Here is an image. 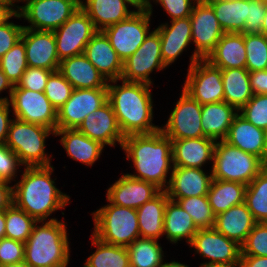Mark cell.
<instances>
[{
  "label": "cell",
  "instance_id": "6da1fadb",
  "mask_svg": "<svg viewBox=\"0 0 267 267\" xmlns=\"http://www.w3.org/2000/svg\"><path fill=\"white\" fill-rule=\"evenodd\" d=\"M121 150L135 170L128 175L151 182L162 191L167 188L174 167L172 141L161 130L125 136Z\"/></svg>",
  "mask_w": 267,
  "mask_h": 267
},
{
  "label": "cell",
  "instance_id": "7a4b0ae2",
  "mask_svg": "<svg viewBox=\"0 0 267 267\" xmlns=\"http://www.w3.org/2000/svg\"><path fill=\"white\" fill-rule=\"evenodd\" d=\"M51 166L24 167L13 185V204L37 221H48L55 211L64 209L70 195L57 188Z\"/></svg>",
  "mask_w": 267,
  "mask_h": 267
},
{
  "label": "cell",
  "instance_id": "3957f363",
  "mask_svg": "<svg viewBox=\"0 0 267 267\" xmlns=\"http://www.w3.org/2000/svg\"><path fill=\"white\" fill-rule=\"evenodd\" d=\"M120 81V84H117ZM151 85L143 82L113 80L108 82L107 92L124 136L132 134H151L160 130L153 123Z\"/></svg>",
  "mask_w": 267,
  "mask_h": 267
},
{
  "label": "cell",
  "instance_id": "277c9868",
  "mask_svg": "<svg viewBox=\"0 0 267 267\" xmlns=\"http://www.w3.org/2000/svg\"><path fill=\"white\" fill-rule=\"evenodd\" d=\"M67 232L64 217L37 221L24 243V261L31 267H68L71 247Z\"/></svg>",
  "mask_w": 267,
  "mask_h": 267
},
{
  "label": "cell",
  "instance_id": "5b68a950",
  "mask_svg": "<svg viewBox=\"0 0 267 267\" xmlns=\"http://www.w3.org/2000/svg\"><path fill=\"white\" fill-rule=\"evenodd\" d=\"M106 200L107 205L91 214L94 221L91 234L104 243L127 247L140 238L137 211Z\"/></svg>",
  "mask_w": 267,
  "mask_h": 267
},
{
  "label": "cell",
  "instance_id": "8992f818",
  "mask_svg": "<svg viewBox=\"0 0 267 267\" xmlns=\"http://www.w3.org/2000/svg\"><path fill=\"white\" fill-rule=\"evenodd\" d=\"M50 135H55L53 129L13 117L5 144L25 167L51 166L53 155L45 151Z\"/></svg>",
  "mask_w": 267,
  "mask_h": 267
},
{
  "label": "cell",
  "instance_id": "52a82bcc",
  "mask_svg": "<svg viewBox=\"0 0 267 267\" xmlns=\"http://www.w3.org/2000/svg\"><path fill=\"white\" fill-rule=\"evenodd\" d=\"M265 167L266 164L259 157L224 140L216 142L211 166L213 179L248 185Z\"/></svg>",
  "mask_w": 267,
  "mask_h": 267
},
{
  "label": "cell",
  "instance_id": "ba28073f",
  "mask_svg": "<svg viewBox=\"0 0 267 267\" xmlns=\"http://www.w3.org/2000/svg\"><path fill=\"white\" fill-rule=\"evenodd\" d=\"M19 6L20 17L29 25L24 28L55 31L80 7V0H24Z\"/></svg>",
  "mask_w": 267,
  "mask_h": 267
},
{
  "label": "cell",
  "instance_id": "9c48e42d",
  "mask_svg": "<svg viewBox=\"0 0 267 267\" xmlns=\"http://www.w3.org/2000/svg\"><path fill=\"white\" fill-rule=\"evenodd\" d=\"M151 17L147 8L136 9L128 18L102 30L123 62L140 47L151 32Z\"/></svg>",
  "mask_w": 267,
  "mask_h": 267
},
{
  "label": "cell",
  "instance_id": "30bf717a",
  "mask_svg": "<svg viewBox=\"0 0 267 267\" xmlns=\"http://www.w3.org/2000/svg\"><path fill=\"white\" fill-rule=\"evenodd\" d=\"M192 45L195 49L190 56L188 68L200 59H206L225 34L215 12L209 3L198 0L190 15Z\"/></svg>",
  "mask_w": 267,
  "mask_h": 267
},
{
  "label": "cell",
  "instance_id": "8fae6325",
  "mask_svg": "<svg viewBox=\"0 0 267 267\" xmlns=\"http://www.w3.org/2000/svg\"><path fill=\"white\" fill-rule=\"evenodd\" d=\"M160 48V35L154 28L140 47L123 62L121 79L127 82H143L154 85L150 74L153 71L160 72L167 68L164 65Z\"/></svg>",
  "mask_w": 267,
  "mask_h": 267
},
{
  "label": "cell",
  "instance_id": "7c38bea8",
  "mask_svg": "<svg viewBox=\"0 0 267 267\" xmlns=\"http://www.w3.org/2000/svg\"><path fill=\"white\" fill-rule=\"evenodd\" d=\"M182 90L201 105L224 101L222 69L200 59L187 69Z\"/></svg>",
  "mask_w": 267,
  "mask_h": 267
},
{
  "label": "cell",
  "instance_id": "4fadbf2b",
  "mask_svg": "<svg viewBox=\"0 0 267 267\" xmlns=\"http://www.w3.org/2000/svg\"><path fill=\"white\" fill-rule=\"evenodd\" d=\"M188 246L204 259L201 264L239 267L241 245L219 233L214 227L199 229Z\"/></svg>",
  "mask_w": 267,
  "mask_h": 267
},
{
  "label": "cell",
  "instance_id": "5bb4252c",
  "mask_svg": "<svg viewBox=\"0 0 267 267\" xmlns=\"http://www.w3.org/2000/svg\"><path fill=\"white\" fill-rule=\"evenodd\" d=\"M9 103L14 118L56 131L57 110L44 92L13 88Z\"/></svg>",
  "mask_w": 267,
  "mask_h": 267
},
{
  "label": "cell",
  "instance_id": "9a60e30c",
  "mask_svg": "<svg viewBox=\"0 0 267 267\" xmlns=\"http://www.w3.org/2000/svg\"><path fill=\"white\" fill-rule=\"evenodd\" d=\"M174 105L160 130L171 140L206 137L201 126L202 105L183 90Z\"/></svg>",
  "mask_w": 267,
  "mask_h": 267
},
{
  "label": "cell",
  "instance_id": "2e32d148",
  "mask_svg": "<svg viewBox=\"0 0 267 267\" xmlns=\"http://www.w3.org/2000/svg\"><path fill=\"white\" fill-rule=\"evenodd\" d=\"M97 31L92 20L79 7L62 26L53 31L59 60L83 54Z\"/></svg>",
  "mask_w": 267,
  "mask_h": 267
},
{
  "label": "cell",
  "instance_id": "e0dca14e",
  "mask_svg": "<svg viewBox=\"0 0 267 267\" xmlns=\"http://www.w3.org/2000/svg\"><path fill=\"white\" fill-rule=\"evenodd\" d=\"M107 101V88L73 89L70 98L57 110L56 129H77L87 115Z\"/></svg>",
  "mask_w": 267,
  "mask_h": 267
},
{
  "label": "cell",
  "instance_id": "ac0fdd59",
  "mask_svg": "<svg viewBox=\"0 0 267 267\" xmlns=\"http://www.w3.org/2000/svg\"><path fill=\"white\" fill-rule=\"evenodd\" d=\"M77 130L105 147H116L118 143L122 148L125 137L109 101L87 115Z\"/></svg>",
  "mask_w": 267,
  "mask_h": 267
},
{
  "label": "cell",
  "instance_id": "d6986e66",
  "mask_svg": "<svg viewBox=\"0 0 267 267\" xmlns=\"http://www.w3.org/2000/svg\"><path fill=\"white\" fill-rule=\"evenodd\" d=\"M121 174L106 192V198L117 206L138 209L162 191L151 182L133 178L127 173Z\"/></svg>",
  "mask_w": 267,
  "mask_h": 267
},
{
  "label": "cell",
  "instance_id": "ffe728a7",
  "mask_svg": "<svg viewBox=\"0 0 267 267\" xmlns=\"http://www.w3.org/2000/svg\"><path fill=\"white\" fill-rule=\"evenodd\" d=\"M21 40L25 45L28 66L44 68L53 72L59 70L60 60L53 31L24 28Z\"/></svg>",
  "mask_w": 267,
  "mask_h": 267
},
{
  "label": "cell",
  "instance_id": "44dd1931",
  "mask_svg": "<svg viewBox=\"0 0 267 267\" xmlns=\"http://www.w3.org/2000/svg\"><path fill=\"white\" fill-rule=\"evenodd\" d=\"M173 167L167 188L168 198L177 201L180 198L207 195L213 180L211 169Z\"/></svg>",
  "mask_w": 267,
  "mask_h": 267
},
{
  "label": "cell",
  "instance_id": "7402d4cb",
  "mask_svg": "<svg viewBox=\"0 0 267 267\" xmlns=\"http://www.w3.org/2000/svg\"><path fill=\"white\" fill-rule=\"evenodd\" d=\"M161 39V56L166 67H170L192 44L190 17L161 23L155 28Z\"/></svg>",
  "mask_w": 267,
  "mask_h": 267
},
{
  "label": "cell",
  "instance_id": "603a6c76",
  "mask_svg": "<svg viewBox=\"0 0 267 267\" xmlns=\"http://www.w3.org/2000/svg\"><path fill=\"white\" fill-rule=\"evenodd\" d=\"M172 141L173 166L201 168L213 163L216 140L199 137Z\"/></svg>",
  "mask_w": 267,
  "mask_h": 267
},
{
  "label": "cell",
  "instance_id": "cb8c5ba5",
  "mask_svg": "<svg viewBox=\"0 0 267 267\" xmlns=\"http://www.w3.org/2000/svg\"><path fill=\"white\" fill-rule=\"evenodd\" d=\"M83 54L108 82L121 79L123 61L102 31L91 38Z\"/></svg>",
  "mask_w": 267,
  "mask_h": 267
},
{
  "label": "cell",
  "instance_id": "d4e9b609",
  "mask_svg": "<svg viewBox=\"0 0 267 267\" xmlns=\"http://www.w3.org/2000/svg\"><path fill=\"white\" fill-rule=\"evenodd\" d=\"M224 141L259 157L267 165L265 130L255 127L239 113L234 117Z\"/></svg>",
  "mask_w": 267,
  "mask_h": 267
},
{
  "label": "cell",
  "instance_id": "484cf974",
  "mask_svg": "<svg viewBox=\"0 0 267 267\" xmlns=\"http://www.w3.org/2000/svg\"><path fill=\"white\" fill-rule=\"evenodd\" d=\"M58 71L74 89H97L108 86V81L84 54L61 60Z\"/></svg>",
  "mask_w": 267,
  "mask_h": 267
},
{
  "label": "cell",
  "instance_id": "4316f807",
  "mask_svg": "<svg viewBox=\"0 0 267 267\" xmlns=\"http://www.w3.org/2000/svg\"><path fill=\"white\" fill-rule=\"evenodd\" d=\"M80 8L98 31L128 18L136 11L127 0H80Z\"/></svg>",
  "mask_w": 267,
  "mask_h": 267
},
{
  "label": "cell",
  "instance_id": "83f0119b",
  "mask_svg": "<svg viewBox=\"0 0 267 267\" xmlns=\"http://www.w3.org/2000/svg\"><path fill=\"white\" fill-rule=\"evenodd\" d=\"M57 136L61 138L59 141L67 157L86 167H92L105 150L99 141L90 139L77 129H56L54 137Z\"/></svg>",
  "mask_w": 267,
  "mask_h": 267
},
{
  "label": "cell",
  "instance_id": "f1b7e54d",
  "mask_svg": "<svg viewBox=\"0 0 267 267\" xmlns=\"http://www.w3.org/2000/svg\"><path fill=\"white\" fill-rule=\"evenodd\" d=\"M255 224L256 221L246 203L243 202L217 214L214 228L227 238L242 245Z\"/></svg>",
  "mask_w": 267,
  "mask_h": 267
},
{
  "label": "cell",
  "instance_id": "f546056e",
  "mask_svg": "<svg viewBox=\"0 0 267 267\" xmlns=\"http://www.w3.org/2000/svg\"><path fill=\"white\" fill-rule=\"evenodd\" d=\"M205 60L220 69L245 68L244 34L225 33Z\"/></svg>",
  "mask_w": 267,
  "mask_h": 267
},
{
  "label": "cell",
  "instance_id": "4dcf8cb0",
  "mask_svg": "<svg viewBox=\"0 0 267 267\" xmlns=\"http://www.w3.org/2000/svg\"><path fill=\"white\" fill-rule=\"evenodd\" d=\"M198 230L189 213L169 199L164 214L163 236L172 244L184 239L189 245Z\"/></svg>",
  "mask_w": 267,
  "mask_h": 267
},
{
  "label": "cell",
  "instance_id": "1f68e13d",
  "mask_svg": "<svg viewBox=\"0 0 267 267\" xmlns=\"http://www.w3.org/2000/svg\"><path fill=\"white\" fill-rule=\"evenodd\" d=\"M238 111L224 101L202 105L201 126L206 137L224 140Z\"/></svg>",
  "mask_w": 267,
  "mask_h": 267
},
{
  "label": "cell",
  "instance_id": "d6a6232c",
  "mask_svg": "<svg viewBox=\"0 0 267 267\" xmlns=\"http://www.w3.org/2000/svg\"><path fill=\"white\" fill-rule=\"evenodd\" d=\"M168 200V194L161 191L152 200L136 209L140 238L159 240L163 236L164 214Z\"/></svg>",
  "mask_w": 267,
  "mask_h": 267
},
{
  "label": "cell",
  "instance_id": "836d02e7",
  "mask_svg": "<svg viewBox=\"0 0 267 267\" xmlns=\"http://www.w3.org/2000/svg\"><path fill=\"white\" fill-rule=\"evenodd\" d=\"M224 102L239 111L254 95L246 68L222 69Z\"/></svg>",
  "mask_w": 267,
  "mask_h": 267
},
{
  "label": "cell",
  "instance_id": "e575fe53",
  "mask_svg": "<svg viewBox=\"0 0 267 267\" xmlns=\"http://www.w3.org/2000/svg\"><path fill=\"white\" fill-rule=\"evenodd\" d=\"M246 188L238 182L213 179L207 193L213 213L217 215L245 202Z\"/></svg>",
  "mask_w": 267,
  "mask_h": 267
},
{
  "label": "cell",
  "instance_id": "d590c367",
  "mask_svg": "<svg viewBox=\"0 0 267 267\" xmlns=\"http://www.w3.org/2000/svg\"><path fill=\"white\" fill-rule=\"evenodd\" d=\"M209 3L225 33H241L245 27L248 0L216 1Z\"/></svg>",
  "mask_w": 267,
  "mask_h": 267
},
{
  "label": "cell",
  "instance_id": "8d00e7d4",
  "mask_svg": "<svg viewBox=\"0 0 267 267\" xmlns=\"http://www.w3.org/2000/svg\"><path fill=\"white\" fill-rule=\"evenodd\" d=\"M95 251L85 260L83 267H130L127 247L110 245L91 234Z\"/></svg>",
  "mask_w": 267,
  "mask_h": 267
},
{
  "label": "cell",
  "instance_id": "74e56055",
  "mask_svg": "<svg viewBox=\"0 0 267 267\" xmlns=\"http://www.w3.org/2000/svg\"><path fill=\"white\" fill-rule=\"evenodd\" d=\"M130 267H160L164 251L157 239L138 238L127 246Z\"/></svg>",
  "mask_w": 267,
  "mask_h": 267
},
{
  "label": "cell",
  "instance_id": "f35d334b",
  "mask_svg": "<svg viewBox=\"0 0 267 267\" xmlns=\"http://www.w3.org/2000/svg\"><path fill=\"white\" fill-rule=\"evenodd\" d=\"M245 203L256 222H267V165L247 185Z\"/></svg>",
  "mask_w": 267,
  "mask_h": 267
},
{
  "label": "cell",
  "instance_id": "ab89813d",
  "mask_svg": "<svg viewBox=\"0 0 267 267\" xmlns=\"http://www.w3.org/2000/svg\"><path fill=\"white\" fill-rule=\"evenodd\" d=\"M5 237L25 243L37 220L14 204L5 210Z\"/></svg>",
  "mask_w": 267,
  "mask_h": 267
},
{
  "label": "cell",
  "instance_id": "60d3db41",
  "mask_svg": "<svg viewBox=\"0 0 267 267\" xmlns=\"http://www.w3.org/2000/svg\"><path fill=\"white\" fill-rule=\"evenodd\" d=\"M189 215L198 229L213 228L216 215L207 195L180 198L176 201Z\"/></svg>",
  "mask_w": 267,
  "mask_h": 267
},
{
  "label": "cell",
  "instance_id": "b9f144b4",
  "mask_svg": "<svg viewBox=\"0 0 267 267\" xmlns=\"http://www.w3.org/2000/svg\"><path fill=\"white\" fill-rule=\"evenodd\" d=\"M27 67L25 45L22 40L0 58V68L13 86L19 83Z\"/></svg>",
  "mask_w": 267,
  "mask_h": 267
},
{
  "label": "cell",
  "instance_id": "7bdbcfd3",
  "mask_svg": "<svg viewBox=\"0 0 267 267\" xmlns=\"http://www.w3.org/2000/svg\"><path fill=\"white\" fill-rule=\"evenodd\" d=\"M245 68L249 72L267 70V37L263 34H244Z\"/></svg>",
  "mask_w": 267,
  "mask_h": 267
},
{
  "label": "cell",
  "instance_id": "ee69618b",
  "mask_svg": "<svg viewBox=\"0 0 267 267\" xmlns=\"http://www.w3.org/2000/svg\"><path fill=\"white\" fill-rule=\"evenodd\" d=\"M73 89L59 71H54L48 78L44 93L51 105L58 110L70 98Z\"/></svg>",
  "mask_w": 267,
  "mask_h": 267
},
{
  "label": "cell",
  "instance_id": "f6af8a7d",
  "mask_svg": "<svg viewBox=\"0 0 267 267\" xmlns=\"http://www.w3.org/2000/svg\"><path fill=\"white\" fill-rule=\"evenodd\" d=\"M241 256H267V222H256L241 245Z\"/></svg>",
  "mask_w": 267,
  "mask_h": 267
},
{
  "label": "cell",
  "instance_id": "bcb514c9",
  "mask_svg": "<svg viewBox=\"0 0 267 267\" xmlns=\"http://www.w3.org/2000/svg\"><path fill=\"white\" fill-rule=\"evenodd\" d=\"M255 127L267 129V94L253 95L252 98L238 111Z\"/></svg>",
  "mask_w": 267,
  "mask_h": 267
},
{
  "label": "cell",
  "instance_id": "7dc6e473",
  "mask_svg": "<svg viewBox=\"0 0 267 267\" xmlns=\"http://www.w3.org/2000/svg\"><path fill=\"white\" fill-rule=\"evenodd\" d=\"M19 167H25L19 157L6 144H0V180L16 182L18 171L22 172Z\"/></svg>",
  "mask_w": 267,
  "mask_h": 267
},
{
  "label": "cell",
  "instance_id": "c3c4849f",
  "mask_svg": "<svg viewBox=\"0 0 267 267\" xmlns=\"http://www.w3.org/2000/svg\"><path fill=\"white\" fill-rule=\"evenodd\" d=\"M52 70L28 66L19 83L14 88H25L35 92H44Z\"/></svg>",
  "mask_w": 267,
  "mask_h": 267
},
{
  "label": "cell",
  "instance_id": "681fc988",
  "mask_svg": "<svg viewBox=\"0 0 267 267\" xmlns=\"http://www.w3.org/2000/svg\"><path fill=\"white\" fill-rule=\"evenodd\" d=\"M24 253L23 242L7 237L0 239V267L24 261Z\"/></svg>",
  "mask_w": 267,
  "mask_h": 267
},
{
  "label": "cell",
  "instance_id": "f907efd6",
  "mask_svg": "<svg viewBox=\"0 0 267 267\" xmlns=\"http://www.w3.org/2000/svg\"><path fill=\"white\" fill-rule=\"evenodd\" d=\"M266 12V3L260 0H248L247 19L243 34H261V26Z\"/></svg>",
  "mask_w": 267,
  "mask_h": 267
},
{
  "label": "cell",
  "instance_id": "816d5d0a",
  "mask_svg": "<svg viewBox=\"0 0 267 267\" xmlns=\"http://www.w3.org/2000/svg\"><path fill=\"white\" fill-rule=\"evenodd\" d=\"M198 0H154L169 15L170 21L190 17L192 9ZM158 3V4H157Z\"/></svg>",
  "mask_w": 267,
  "mask_h": 267
},
{
  "label": "cell",
  "instance_id": "f5cc1de1",
  "mask_svg": "<svg viewBox=\"0 0 267 267\" xmlns=\"http://www.w3.org/2000/svg\"><path fill=\"white\" fill-rule=\"evenodd\" d=\"M23 25L14 24L10 19L0 25V58L21 40Z\"/></svg>",
  "mask_w": 267,
  "mask_h": 267
},
{
  "label": "cell",
  "instance_id": "db71d44e",
  "mask_svg": "<svg viewBox=\"0 0 267 267\" xmlns=\"http://www.w3.org/2000/svg\"><path fill=\"white\" fill-rule=\"evenodd\" d=\"M11 106L9 101H0V144H5L11 124Z\"/></svg>",
  "mask_w": 267,
  "mask_h": 267
},
{
  "label": "cell",
  "instance_id": "11a10c76",
  "mask_svg": "<svg viewBox=\"0 0 267 267\" xmlns=\"http://www.w3.org/2000/svg\"><path fill=\"white\" fill-rule=\"evenodd\" d=\"M249 82L254 95L267 94V70L249 72Z\"/></svg>",
  "mask_w": 267,
  "mask_h": 267
},
{
  "label": "cell",
  "instance_id": "9f6ffc18",
  "mask_svg": "<svg viewBox=\"0 0 267 267\" xmlns=\"http://www.w3.org/2000/svg\"><path fill=\"white\" fill-rule=\"evenodd\" d=\"M0 180V211L6 210L13 204V185Z\"/></svg>",
  "mask_w": 267,
  "mask_h": 267
},
{
  "label": "cell",
  "instance_id": "6f0895ef",
  "mask_svg": "<svg viewBox=\"0 0 267 267\" xmlns=\"http://www.w3.org/2000/svg\"><path fill=\"white\" fill-rule=\"evenodd\" d=\"M239 267H267V256H241Z\"/></svg>",
  "mask_w": 267,
  "mask_h": 267
},
{
  "label": "cell",
  "instance_id": "680465c9",
  "mask_svg": "<svg viewBox=\"0 0 267 267\" xmlns=\"http://www.w3.org/2000/svg\"><path fill=\"white\" fill-rule=\"evenodd\" d=\"M12 18L21 20L19 13L11 5L0 1V25Z\"/></svg>",
  "mask_w": 267,
  "mask_h": 267
},
{
  "label": "cell",
  "instance_id": "91938a15",
  "mask_svg": "<svg viewBox=\"0 0 267 267\" xmlns=\"http://www.w3.org/2000/svg\"><path fill=\"white\" fill-rule=\"evenodd\" d=\"M14 86L12 85V83L8 80L7 76L2 72L1 68H0V95L6 91V93H8L9 95L7 96H0V101H9L12 91H13ZM8 90V92H7ZM9 96V97H8Z\"/></svg>",
  "mask_w": 267,
  "mask_h": 267
},
{
  "label": "cell",
  "instance_id": "94428289",
  "mask_svg": "<svg viewBox=\"0 0 267 267\" xmlns=\"http://www.w3.org/2000/svg\"><path fill=\"white\" fill-rule=\"evenodd\" d=\"M5 229H6L5 210H3L0 211V239L5 237Z\"/></svg>",
  "mask_w": 267,
  "mask_h": 267
},
{
  "label": "cell",
  "instance_id": "6125c7cd",
  "mask_svg": "<svg viewBox=\"0 0 267 267\" xmlns=\"http://www.w3.org/2000/svg\"><path fill=\"white\" fill-rule=\"evenodd\" d=\"M160 267H189V265L185 263H181L175 260H172L170 262L163 261L162 265Z\"/></svg>",
  "mask_w": 267,
  "mask_h": 267
},
{
  "label": "cell",
  "instance_id": "be15d7a7",
  "mask_svg": "<svg viewBox=\"0 0 267 267\" xmlns=\"http://www.w3.org/2000/svg\"><path fill=\"white\" fill-rule=\"evenodd\" d=\"M154 0H140V9H145L147 8L149 10V12H151V14H153V5L151 4V2Z\"/></svg>",
  "mask_w": 267,
  "mask_h": 267
},
{
  "label": "cell",
  "instance_id": "e7e4bbea",
  "mask_svg": "<svg viewBox=\"0 0 267 267\" xmlns=\"http://www.w3.org/2000/svg\"><path fill=\"white\" fill-rule=\"evenodd\" d=\"M261 34L265 35L267 37V4H266V12L264 16V21L261 26Z\"/></svg>",
  "mask_w": 267,
  "mask_h": 267
},
{
  "label": "cell",
  "instance_id": "03108f58",
  "mask_svg": "<svg viewBox=\"0 0 267 267\" xmlns=\"http://www.w3.org/2000/svg\"><path fill=\"white\" fill-rule=\"evenodd\" d=\"M0 1L11 5L16 11H18L19 9L20 5H17V4L20 3V0H0Z\"/></svg>",
  "mask_w": 267,
  "mask_h": 267
},
{
  "label": "cell",
  "instance_id": "003e7915",
  "mask_svg": "<svg viewBox=\"0 0 267 267\" xmlns=\"http://www.w3.org/2000/svg\"><path fill=\"white\" fill-rule=\"evenodd\" d=\"M1 267H31V266L25 261H22V262L13 263V264H7Z\"/></svg>",
  "mask_w": 267,
  "mask_h": 267
},
{
  "label": "cell",
  "instance_id": "a7ac6f4b",
  "mask_svg": "<svg viewBox=\"0 0 267 267\" xmlns=\"http://www.w3.org/2000/svg\"><path fill=\"white\" fill-rule=\"evenodd\" d=\"M200 267H231V266H227V265H218V264H201V263H200Z\"/></svg>",
  "mask_w": 267,
  "mask_h": 267
},
{
  "label": "cell",
  "instance_id": "89a4df30",
  "mask_svg": "<svg viewBox=\"0 0 267 267\" xmlns=\"http://www.w3.org/2000/svg\"><path fill=\"white\" fill-rule=\"evenodd\" d=\"M129 1L135 9H140V0H127Z\"/></svg>",
  "mask_w": 267,
  "mask_h": 267
},
{
  "label": "cell",
  "instance_id": "2644e50d",
  "mask_svg": "<svg viewBox=\"0 0 267 267\" xmlns=\"http://www.w3.org/2000/svg\"><path fill=\"white\" fill-rule=\"evenodd\" d=\"M204 2H216V1H233V0H201Z\"/></svg>",
  "mask_w": 267,
  "mask_h": 267
},
{
  "label": "cell",
  "instance_id": "8c879c8a",
  "mask_svg": "<svg viewBox=\"0 0 267 267\" xmlns=\"http://www.w3.org/2000/svg\"><path fill=\"white\" fill-rule=\"evenodd\" d=\"M266 144H267V129L265 130Z\"/></svg>",
  "mask_w": 267,
  "mask_h": 267
},
{
  "label": "cell",
  "instance_id": "753ad0ef",
  "mask_svg": "<svg viewBox=\"0 0 267 267\" xmlns=\"http://www.w3.org/2000/svg\"><path fill=\"white\" fill-rule=\"evenodd\" d=\"M260 1H262L263 3H266L267 4V0H260Z\"/></svg>",
  "mask_w": 267,
  "mask_h": 267
}]
</instances>
